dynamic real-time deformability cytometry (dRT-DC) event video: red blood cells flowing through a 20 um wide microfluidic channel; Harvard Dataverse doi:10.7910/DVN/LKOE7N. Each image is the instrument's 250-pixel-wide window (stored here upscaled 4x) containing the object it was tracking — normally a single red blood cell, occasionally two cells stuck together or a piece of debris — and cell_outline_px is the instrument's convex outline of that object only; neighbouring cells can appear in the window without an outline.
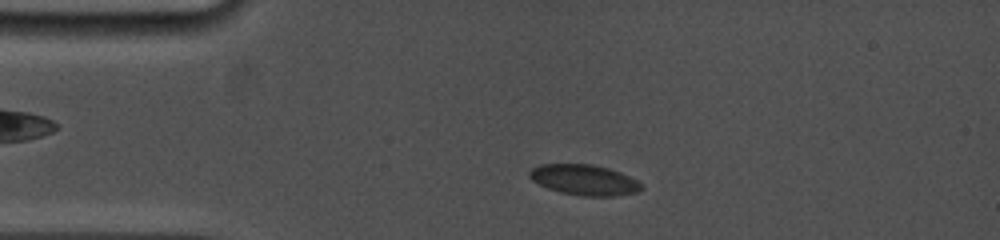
{"species": "common noctule bat (a hibernating species)", "species_latin": "Nyctalus noctula", "temperature_condition": "cold", "stored_images_in_passage": 13, "camera_frame_rate_fps": 5000, "um_per_image_px": 0.085, "animal": {"sex": "female", "body_mass_g": 19.0, "forearm_length_mm": 53.3}, "frame": {"image": 1, "passage_image": 3, "time_ms": 1.0, "image_size_px": [1000, 240], "cell_outline_px": [[644, 188], [640, 192], [616, 196], [580, 196], [560, 192], [548, 188], [532, 180], [528, 176], [528, 172], [532, 168], [540, 164], [592, 164], [608, 168], [620, 172], [636, 180]], "centroid_in_image_um": [49.66, 15.3], "position_along_channel_um": 35.3, "area_um2": 20.0}}
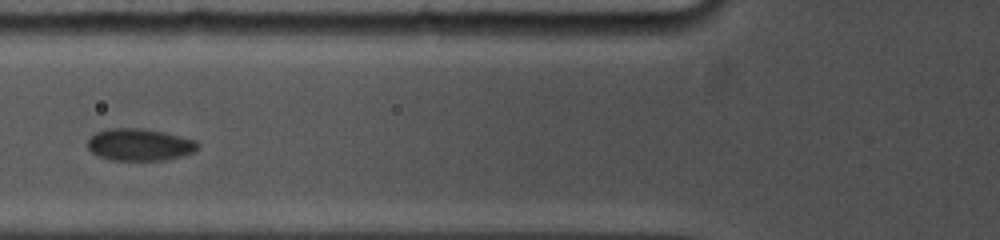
{"frame": {"image": 2, "passage_image": 9, "time_ms": 4.0, "image_size_px": [1000, 240], "cell_outline_px": [[200, 144], [192, 152], [184, 156], [164, 160], [112, 160], [100, 156], [92, 152], [88, 148], [88, 140], [96, 132], [108, 128], [144, 128], [164, 132], [196, 140]], "centroid_in_image_um": [11.88, 12.29], "position_along_channel_um": 113.9, "area_um2": 20.58}}
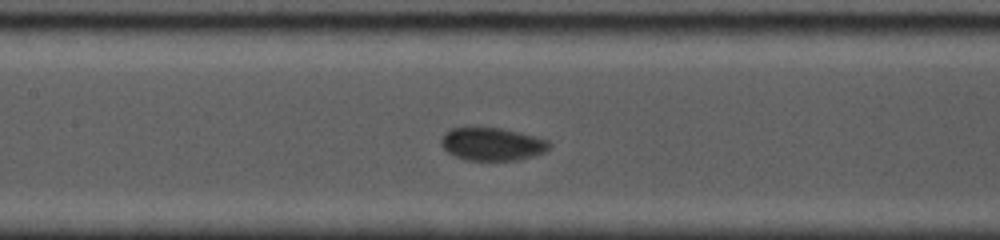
{"frame": {"image": 3, "passage_image": 12, "time_ms": 5.4, "image_size_px": [1000, 240], "cell_outline_px": [[552, 144], [544, 152], [532, 156], [516, 160], [464, 160], [448, 152], [440, 144], [440, 140], [444, 132], [452, 128], [500, 128], [520, 132], [548, 140]], "centroid_in_image_um": [41.82, 12.25], "position_along_channel_um": 165.6, "area_um2": 20.63}}